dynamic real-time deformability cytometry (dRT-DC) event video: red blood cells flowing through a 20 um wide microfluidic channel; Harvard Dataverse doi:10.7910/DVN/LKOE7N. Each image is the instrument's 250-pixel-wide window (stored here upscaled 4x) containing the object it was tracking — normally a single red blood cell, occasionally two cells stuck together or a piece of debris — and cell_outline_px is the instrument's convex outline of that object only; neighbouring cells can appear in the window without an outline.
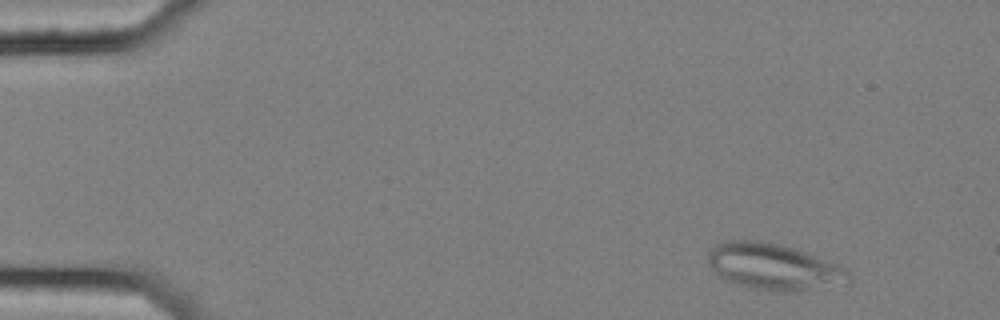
{"species": "common noctule bat (a hibernating species)", "species_latin": "Nyctalus noctula", "temperature_condition": "cold", "stored_images_in_passage": 52, "segment_of_instrument_passage": [1, 2], "camera_frame_rate_fps": 3000, "um_per_image_px": 0.085, "animal": {"sex": "female", "body_mass_g": 25.1}, "frame": {"image": 1, "passage_image": 1, "time_ms": 0.0, "image_size_px": [1000, 320], "cell_outline_px": [[852, 276], [796, 292], [768, 292], [748, 288], [728, 280], [720, 276], [708, 264], [708, 252], [716, 244], [728, 240], [756, 240], [780, 244], [796, 248], [840, 264], [848, 268]], "centroid_in_image_um": [65.67, 22.64], "position_along_channel_um": 19.3, "area_um2": 37.51}}